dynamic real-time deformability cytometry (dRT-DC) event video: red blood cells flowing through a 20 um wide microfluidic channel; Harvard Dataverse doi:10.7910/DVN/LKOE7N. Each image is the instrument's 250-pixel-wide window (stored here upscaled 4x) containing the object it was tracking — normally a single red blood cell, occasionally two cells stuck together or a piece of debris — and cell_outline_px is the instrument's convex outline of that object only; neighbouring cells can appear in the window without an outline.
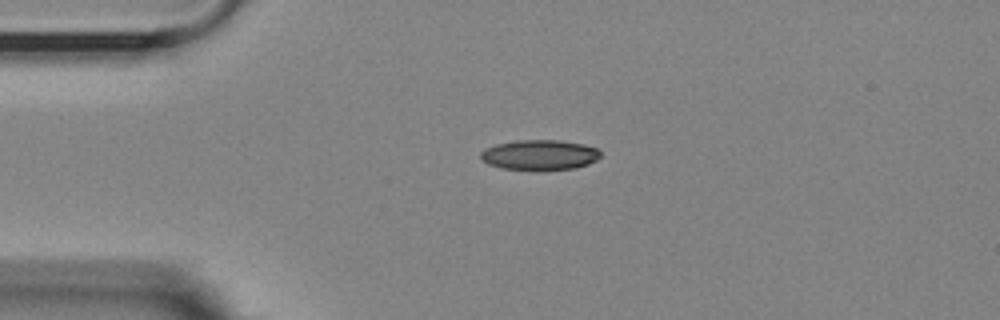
{"species": "Egyptian fruit bat (a non-hibernating species)", "species_latin": "Rousettus aegyptiacus", "temperature_condition": "room temperature", "stored_images_in_passage": 5, "camera_frame_rate_fps": 3000, "um_per_image_px": 0.085, "animal": {"sex": "female"}, "frame": {"image": 1, "passage_image": 1, "time_ms": 0.0, "image_size_px": [1000, 320], "cell_outline_px": [[600, 156], [596, 160], [588, 164], [576, 168], [500, 168], [488, 164], [480, 156], [480, 152], [484, 148], [496, 144], [516, 140], [560, 140], [584, 144], [596, 148], [600, 152]], "centroid_in_image_um": [45.86, 13.13], "position_along_channel_um": 39.1, "area_um2": 20.58}}